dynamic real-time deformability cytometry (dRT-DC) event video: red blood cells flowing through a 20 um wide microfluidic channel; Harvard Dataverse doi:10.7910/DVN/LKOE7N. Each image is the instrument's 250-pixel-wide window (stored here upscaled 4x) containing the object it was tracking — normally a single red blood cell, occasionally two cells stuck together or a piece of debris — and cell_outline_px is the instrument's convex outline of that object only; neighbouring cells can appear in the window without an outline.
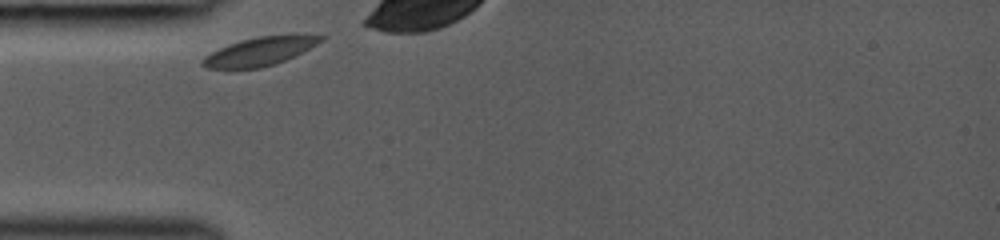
{"species": "common noctule bat (a hibernating species)", "species_latin": "Nyctalus noctula", "temperature_condition": "room temperature", "stored_images_in_passage": 6, "camera_frame_rate_fps": 3000, "um_per_image_px": 0.085, "animal": {"sex": "female", "body_mass_g": 19.0, "forearm_length_mm": 53.3}, "frame": {"image": 1, "passage_image": 1, "time_ms": 0.0, "image_size_px": [1000, 240], "cell_outline_px": [[328, 36], [324, 40], [284, 60], [260, 68], [208, 68], [200, 64], [200, 60], [204, 56], [228, 44], [240, 40], [256, 36], [296, 32]], "centroid_in_image_um": [22.14, 4.3], "position_along_channel_um": 62.9, "area_um2": 19.94}}